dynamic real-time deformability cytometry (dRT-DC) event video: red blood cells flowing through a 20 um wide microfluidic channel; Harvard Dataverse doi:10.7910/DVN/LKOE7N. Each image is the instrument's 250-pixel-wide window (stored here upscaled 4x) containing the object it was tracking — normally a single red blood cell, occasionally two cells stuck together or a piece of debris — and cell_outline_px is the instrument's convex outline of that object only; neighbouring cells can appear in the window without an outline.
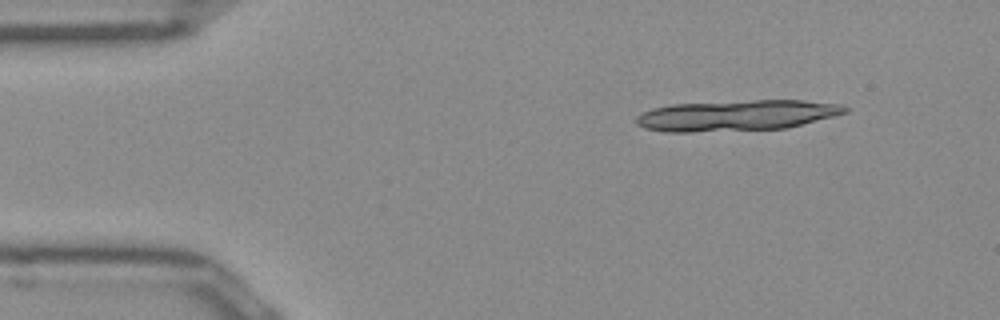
{"species": "Egyptian fruit bat (a non-hibernating species)", "species_latin": "Rousettus aegyptiacus", "temperature_condition": "room temperature", "stored_images_in_passage": 13, "camera_frame_rate_fps": 3000, "um_per_image_px": 0.085, "frame": {"image": 1, "passage_image": 1, "time_ms": 0.0, "image_size_px": [1000, 320], "cell_outline_px": [[848, 112], [784, 128], [692, 132], [668, 132], [644, 128], [636, 124], [636, 116], [652, 108], [672, 104], [752, 100], [804, 100], [840, 104], [848, 108]], "centroid_in_image_um": [62.56, 9.8], "position_along_channel_um": 22.4, "area_um2": 37.17}}